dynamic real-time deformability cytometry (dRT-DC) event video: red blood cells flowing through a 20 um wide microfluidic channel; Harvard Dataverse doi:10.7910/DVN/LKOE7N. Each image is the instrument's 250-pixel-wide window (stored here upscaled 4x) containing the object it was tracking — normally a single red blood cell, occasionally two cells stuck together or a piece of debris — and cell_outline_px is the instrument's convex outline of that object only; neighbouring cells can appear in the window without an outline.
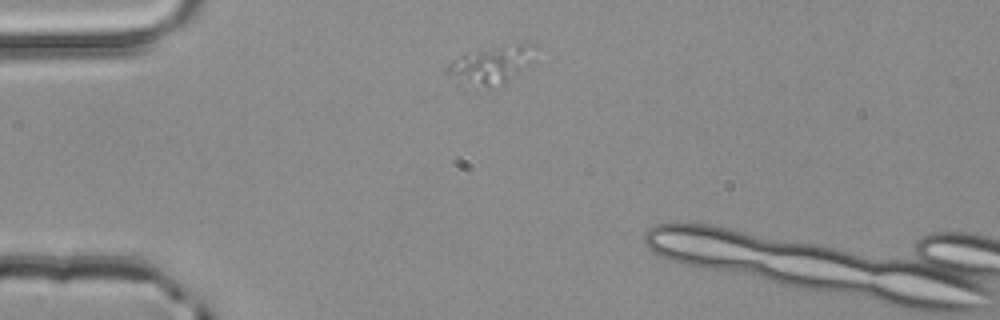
{"species": "common noctule bat (a hibernating species)", "species_latin": "Nyctalus noctula", "temperature_condition": "room temperature", "stored_images_in_passage": 2, "camera_frame_rate_fps": 3000, "um_per_image_px": 0.085, "animal": {"sex": "male", "body_mass_g": 20.4}, "frame": {"image": 1, "passage_image": 1, "time_ms": 0.0, "image_size_px": [1000, 320], "cell_outline_px": [[536, 44], [532, 60], [504, 84], [488, 88], [460, 88], [444, 72], [444, 68], [452, 60], [464, 52], [480, 48], [524, 44]], "centroid_in_image_um": [41.57, 5.58], "position_along_channel_um": 43.4, "area_um2": 20.29}}